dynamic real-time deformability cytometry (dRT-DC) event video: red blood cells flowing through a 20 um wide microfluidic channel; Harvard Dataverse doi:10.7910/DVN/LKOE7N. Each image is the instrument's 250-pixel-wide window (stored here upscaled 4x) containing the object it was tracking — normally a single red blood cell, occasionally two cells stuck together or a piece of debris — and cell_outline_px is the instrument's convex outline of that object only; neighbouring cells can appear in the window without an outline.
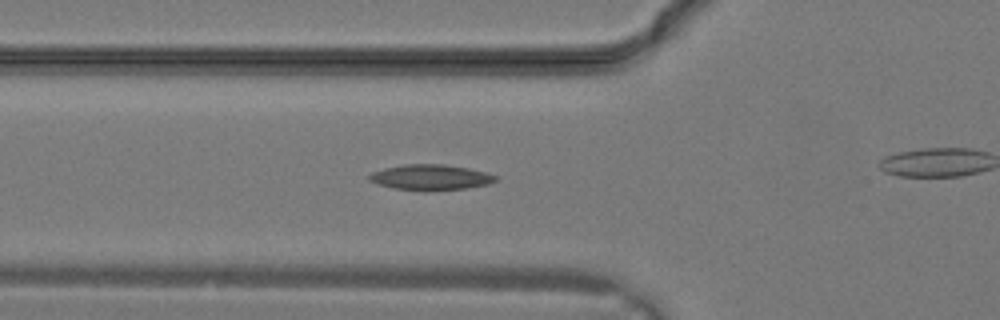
{"species": "common noctule bat (a hibernating species)", "species_latin": "Nyctalus noctula", "temperature_condition": "warm", "stored_images_in_passage": 23, "camera_frame_rate_fps": 3000, "um_per_image_px": 0.085, "animal": {"sex": "male", "body_mass_g": 19.2, "forearm_length_mm": 51.8}, "frame": {"image": 1, "passage_image": 9, "time_ms": 2.667, "image_size_px": [1000, 320], "cell_outline_px": [[496, 180], [488, 184], [468, 188], [424, 192], [396, 188], [376, 184], [368, 180], [368, 176], [372, 172], [384, 168], [404, 164], [444, 164], [468, 168], [484, 172], [496, 176]], "centroid_in_image_um": [36.56, 15.08], "position_along_channel_um": 89.2, "area_um2": 18.96}}
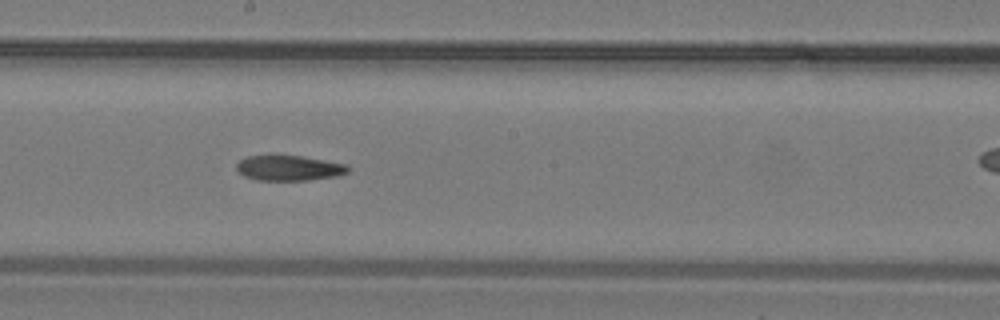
{"frame": {"image": 2, "passage_image": 15, "time_ms": 4.667, "image_size_px": [1000, 320], "cell_outline_px": [[352, 168], [348, 172], [340, 176], [308, 180], [256, 180], [244, 176], [236, 168], [236, 164], [240, 160], [248, 156], [272, 152], [304, 156], [348, 164]], "centroid_in_image_um": [24.58, 14.23], "position_along_channel_um": 223.6, "area_um2": 17.34}}
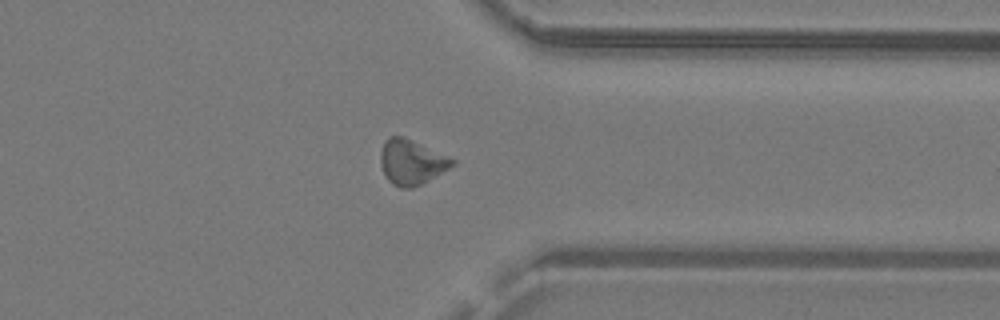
{"frame": {"image": 3, "passage_image": 22, "time_ms": 7.0, "image_size_px": [1000, 320], "cell_outline_px": [[456, 164], [420, 184], [412, 188], [400, 188], [392, 184], [384, 176], [380, 164], [380, 152], [384, 140], [388, 136], [404, 136], [456, 160]], "centroid_in_image_um": [34.93, 13.77], "position_along_channel_um": 376.5, "area_um2": 18.84}}